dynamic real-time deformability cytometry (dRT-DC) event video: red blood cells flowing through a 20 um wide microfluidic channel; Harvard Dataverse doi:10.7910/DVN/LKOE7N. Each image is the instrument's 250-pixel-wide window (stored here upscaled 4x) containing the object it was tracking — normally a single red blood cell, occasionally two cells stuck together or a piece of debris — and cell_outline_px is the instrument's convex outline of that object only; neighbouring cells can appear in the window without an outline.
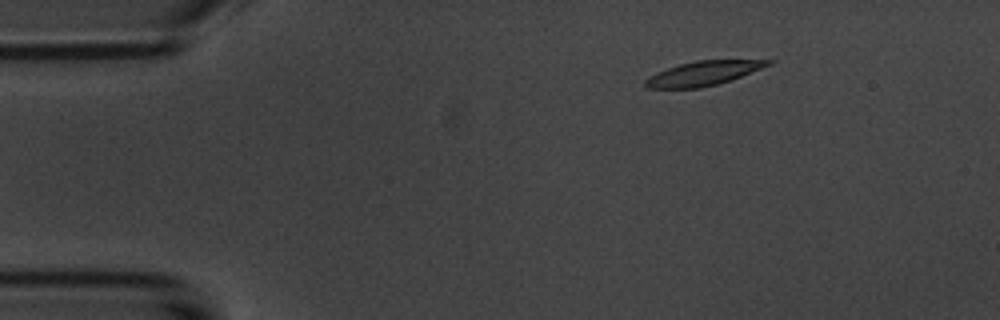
{"species": "common noctule bat (a hibernating species)", "species_latin": "Nyctalus noctula", "temperature_condition": "room temperature", "stored_images_in_passage": 10, "camera_frame_rate_fps": 3000, "um_per_image_px": 0.085, "animal": {"sex": "male", "body_mass_g": 20.1, "forearm_length_mm": 53.5}, "frame": {"image": 1, "passage_image": 2, "time_ms": 1.333, "image_size_px": [1000, 320], "cell_outline_px": [[776, 60], [772, 64], [732, 80], [700, 88], [648, 88], [644, 84], [644, 80], [656, 72], [680, 64], [696, 60]], "centroid_in_image_um": [59.79, 6.23], "position_along_channel_um": 25.2, "area_um2": 17.34}}
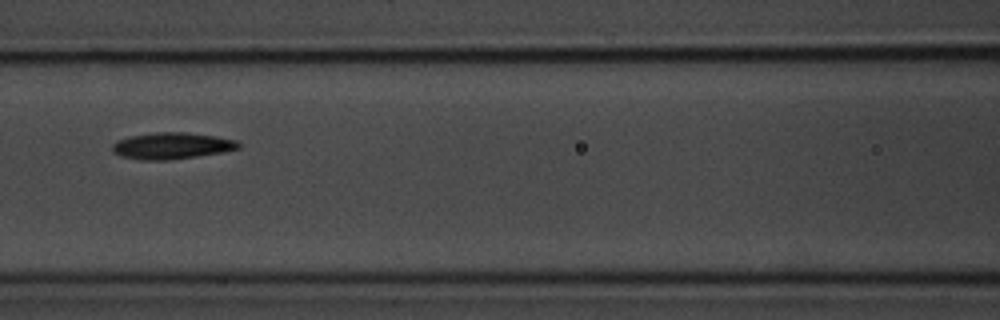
{"frame": {"image": 2, "passage_image": 6, "time_ms": 6.667, "image_size_px": [1000, 320], "cell_outline_px": [[240, 148], [220, 152], [196, 156], [168, 160], [140, 160], [120, 156], [112, 152], [112, 144], [116, 140], [128, 136], [156, 132], [184, 132], [216, 136], [240, 140]], "centroid_in_image_um": [14.57, 12.38], "position_along_channel_um": 152.0, "area_um2": 19.65}}
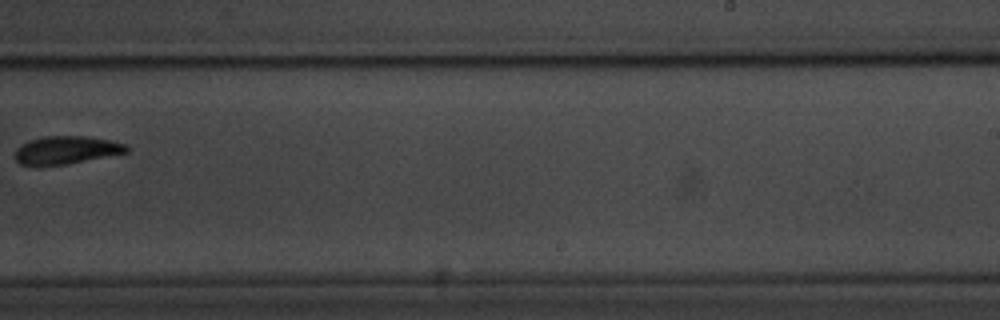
{"frame": {"image": 3, "passage_image": 9, "time_ms": 10.333, "image_size_px": [1000, 320], "cell_outline_px": [[128, 152], [64, 164], [20, 164], [16, 160], [16, 148], [20, 144], [44, 136], [84, 136], [108, 140], [124, 144], [128, 148]], "centroid_in_image_um": [5.62, 12.73], "position_along_channel_um": 283.4, "area_um2": 17.51}}